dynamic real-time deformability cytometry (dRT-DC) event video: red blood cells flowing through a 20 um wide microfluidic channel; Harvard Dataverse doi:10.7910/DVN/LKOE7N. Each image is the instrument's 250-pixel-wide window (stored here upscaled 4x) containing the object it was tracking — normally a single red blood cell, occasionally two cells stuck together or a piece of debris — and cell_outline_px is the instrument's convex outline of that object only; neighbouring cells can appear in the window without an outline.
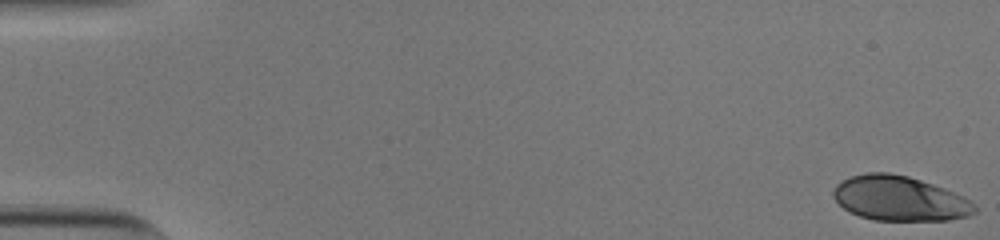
{"species": "human", "species_latin": "Homo sapiens", "temperature_condition": "cold", "stored_images_in_passage": 54, "camera_frame_rate_fps": 3000, "um_per_image_px": 0.085, "donor": {"sex": "male"}, "frame": {"image": 1, "passage_image": 1, "time_ms": 0.0, "image_size_px": [1000, 240], "cell_outline_px": [[976, 212], [968, 216], [948, 220], [872, 220], [848, 212], [832, 196], [832, 192], [836, 184], [840, 180], [852, 176], [868, 172], [888, 172], [908, 176], [944, 188], [964, 196], [976, 204]], "centroid_in_image_um": [76.46, 16.87], "position_along_channel_um": 8.5, "area_um2": 37.05}}
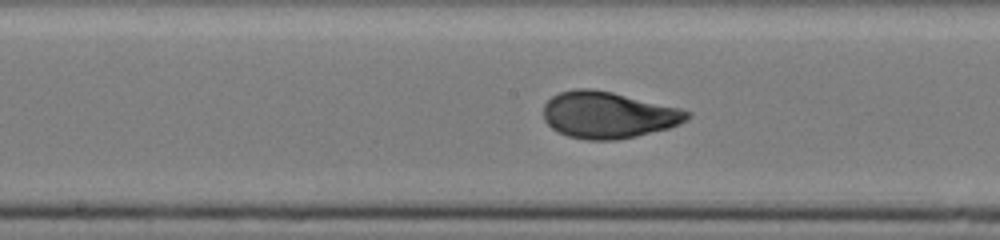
{"frame": {"image": 2, "passage_image": 29, "time_ms": 9.333, "image_size_px": [1000, 240], "cell_outline_px": [[692, 116], [688, 120], [680, 124], [668, 128], [636, 136], [616, 140], [588, 140], [568, 136], [556, 132], [544, 120], [544, 104], [552, 96], [560, 92], [572, 88], [592, 88], [612, 92], [680, 108], [692, 112]], "centroid_in_image_um": [51.7, 9.77], "position_along_channel_um": 196.5, "area_um2": 39.25}}
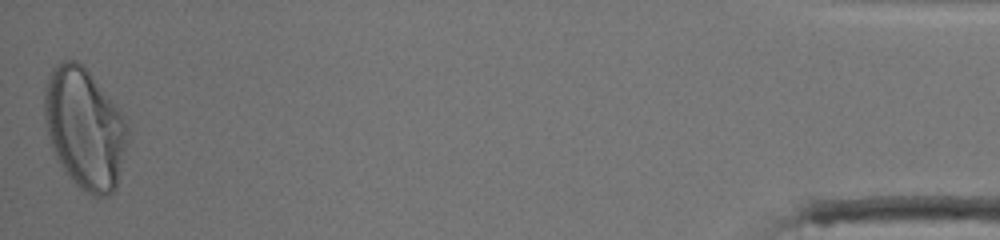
{"frame": {"image": 3, "passage_image": 54, "time_ms": 17.667, "image_size_px": [1000, 240], "cell_outline_px": [[128, 132], [124, 152], [116, 188], [108, 196], [96, 196], [80, 188], [68, 176], [52, 144], [48, 132], [44, 116], [44, 92], [48, 76], [52, 68], [56, 64], [64, 60], [76, 60], [84, 64], [120, 108], [128, 128]], "centroid_in_image_um": [7.21, 10.84], "position_along_channel_um": 428.0, "area_um2": 58.09}, "authors_computed_cell_mechanics": {"area_um2": 38.6393, "velocity_mm_per_s": 3.8069, "shape_relaxation_time_tau1_ms": 3.045, "shape_relaxation_time_tau2_ms": null, "deformation_change_tau1": 0.1728, "deformation_change_tau2": null}}